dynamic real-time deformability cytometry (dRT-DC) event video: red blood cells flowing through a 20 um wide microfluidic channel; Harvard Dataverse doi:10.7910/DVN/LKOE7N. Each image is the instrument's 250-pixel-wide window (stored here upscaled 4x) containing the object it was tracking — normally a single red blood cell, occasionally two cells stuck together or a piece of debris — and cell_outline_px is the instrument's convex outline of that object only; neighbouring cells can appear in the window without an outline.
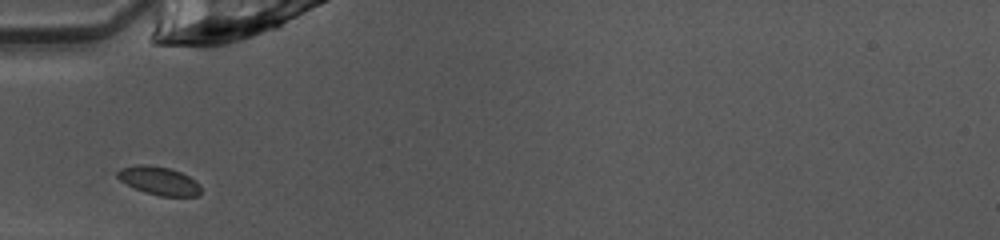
{"species": "common noctule bat (a hibernating species)", "species_latin": "Nyctalus noctula", "temperature_condition": "warm", "stored_images_in_passage": 26, "camera_frame_rate_fps": 3000, "um_per_image_px": 0.085, "animal": {"sex": "female", "body_mass_g": 10.0, "forearm_length_mm": 53.1}, "frame": {"image": 1, "passage_image": 1, "time_ms": 0.0, "image_size_px": [1000, 240], "cell_outline_px": [[200, 192], [196, 196], [160, 196], [144, 192], [112, 176], [112, 172], [120, 168], [140, 164], [148, 164], [168, 168], [180, 172], [188, 176], [200, 184]], "centroid_in_image_um": [13.43, 15.34], "position_along_channel_um": 71.6, "area_um2": 13.87}}
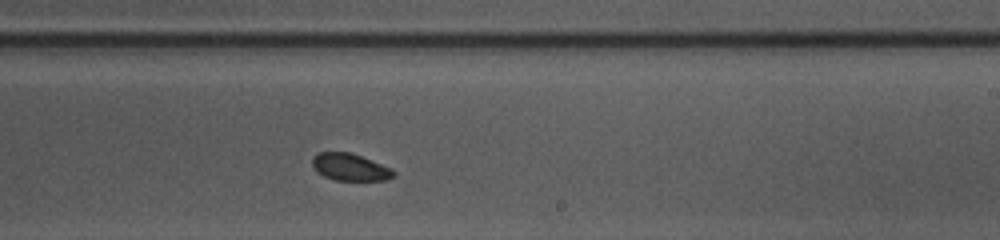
{"frame": {"image": 2, "passage_image": 15, "time_ms": 4.667, "image_size_px": [1000, 240], "cell_outline_px": [[396, 176], [388, 180], [336, 180], [324, 176], [316, 172], [312, 164], [312, 160], [320, 152], [348, 152], [360, 156], [392, 168], [396, 172]], "centroid_in_image_um": [29.79, 14.22], "position_along_channel_um": 259.2, "area_um2": 12.77}}
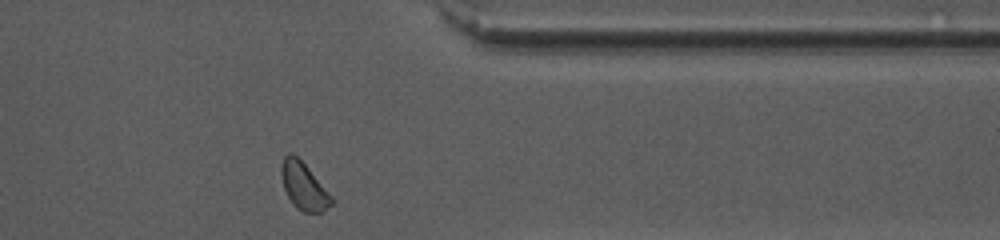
{"frame": {"image": 3, "passage_image": 25, "time_ms": 8.0, "image_size_px": [1000, 240], "cell_outline_px": [[336, 200], [332, 204], [320, 212], [304, 212], [296, 208], [292, 204], [284, 188], [280, 172], [284, 156], [288, 152], [296, 156], [308, 168]], "centroid_in_image_um": [25.82, 15.84], "position_along_channel_um": 385.6, "area_um2": 13.64}, "authors_computed_cell_mechanics": {"area_um2": 13.6119, "velocity_mm_per_s": 4.0089, "shape_relaxation_time_tau1_ms": null, "shape_relaxation_time_tau2_ms": 4.4098, "deformation_change_tau1": null, "deformation_change_tau2": 0.0761}}